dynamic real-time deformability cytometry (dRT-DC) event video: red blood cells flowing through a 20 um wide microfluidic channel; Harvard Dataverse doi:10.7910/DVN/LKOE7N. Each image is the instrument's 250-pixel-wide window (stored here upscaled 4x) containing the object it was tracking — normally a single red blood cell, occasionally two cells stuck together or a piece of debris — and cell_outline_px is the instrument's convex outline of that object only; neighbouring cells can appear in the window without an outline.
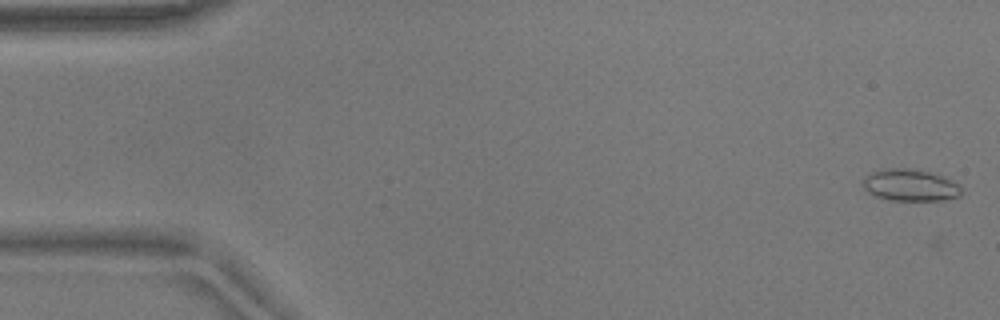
{"species": "common noctule bat (a hibernating species)", "species_latin": "Nyctalus noctula", "temperature_condition": "warm", "stored_images_in_passage": 4, "camera_frame_rate_fps": 3000, "um_per_image_px": 0.085, "animal": {"sex": "male", "body_mass_g": 17.9}, "frame": {"image": 1, "passage_image": 2, "time_ms": 0.333, "image_size_px": [1000, 320], "cell_outline_px": [[964, 192], [960, 196], [944, 200], [892, 200], [876, 196], [868, 192], [860, 184], [860, 180], [864, 176], [872, 172], [884, 168], [912, 168], [928, 172], [940, 176], [960, 184]], "centroid_in_image_um": [77.34, 15.73], "position_along_channel_um": 7.7, "area_um2": 18.5}}